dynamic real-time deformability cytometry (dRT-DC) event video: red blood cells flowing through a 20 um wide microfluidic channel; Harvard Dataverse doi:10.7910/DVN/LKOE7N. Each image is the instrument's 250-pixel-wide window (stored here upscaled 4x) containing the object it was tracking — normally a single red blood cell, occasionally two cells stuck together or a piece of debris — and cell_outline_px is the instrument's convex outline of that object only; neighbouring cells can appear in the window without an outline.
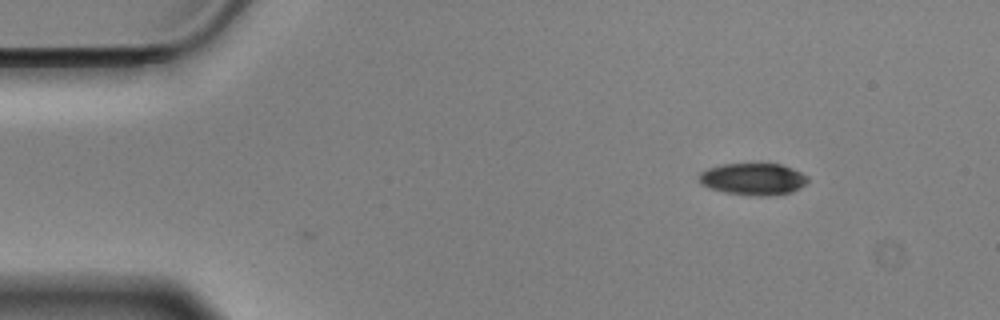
{"species": "Egyptian fruit bat (a non-hibernating species)", "species_latin": "Rousettus aegyptiacus", "temperature_condition": "cold", "stored_images_in_passage": 51, "camera_frame_rate_fps": 3000, "um_per_image_px": 0.085, "animal": {"sex": "male"}, "frame": {"image": 1, "passage_image": 1, "time_ms": 0.0, "image_size_px": [1000, 320], "cell_outline_px": [[808, 180], [800, 188], [792, 192], [768, 196], [756, 196], [724, 192], [708, 188], [700, 184], [696, 176], [700, 172], [708, 168], [724, 164], [780, 164], [792, 168], [808, 176]], "centroid_in_image_um": [63.98, 15.23], "position_along_channel_um": 21.0, "area_um2": 20.35}}
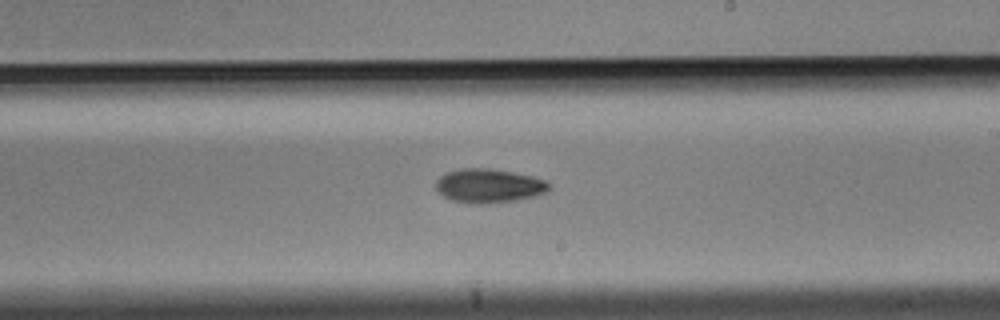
{"frame": {"image": 2, "passage_image": 27, "time_ms": 8.667, "image_size_px": [1000, 320], "cell_outline_px": [[552, 188], [548, 192], [536, 196], [516, 200], [480, 204], [476, 204], [452, 200], [444, 196], [436, 188], [436, 180], [444, 172], [460, 168], [488, 168], [512, 172], [532, 176], [544, 180]], "centroid_in_image_um": [41.56, 15.78], "position_along_channel_um": 247.4, "area_um2": 22.43}}
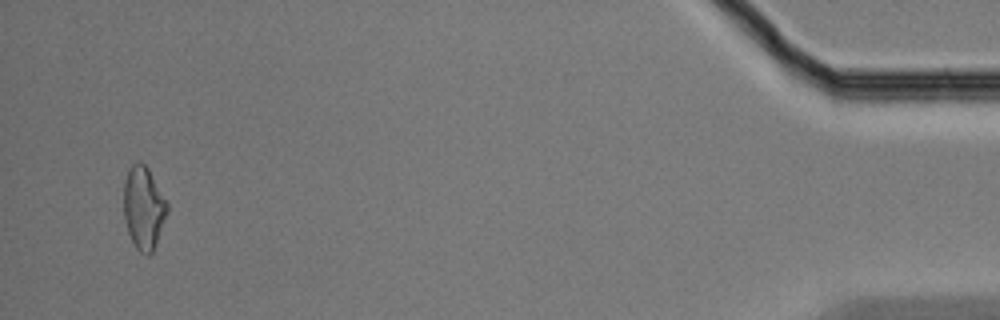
{"frame": {"image": 3, "passage_image": 49, "time_ms": 16.0, "image_size_px": [1000, 320], "cell_outline_px": [[168, 212], [156, 244], [152, 252], [148, 256], [140, 252], [136, 248], [128, 232], [124, 220], [124, 180], [132, 164], [140, 160], [148, 168], [168, 204]], "centroid_in_image_um": [12.21, 17.67], "position_along_channel_um": 423.0, "area_um2": 20.92}, "authors_computed_cell_mechanics": {"area_um2": 21.2126, "velocity_mm_per_s": 3.5129, "shape_relaxation_time_tau1_ms": 3.3246, "shape_relaxation_time_tau2_ms": 10.1193, "deformation_change_tau1": 0.1036, "deformation_change_tau2": 0.1946}}